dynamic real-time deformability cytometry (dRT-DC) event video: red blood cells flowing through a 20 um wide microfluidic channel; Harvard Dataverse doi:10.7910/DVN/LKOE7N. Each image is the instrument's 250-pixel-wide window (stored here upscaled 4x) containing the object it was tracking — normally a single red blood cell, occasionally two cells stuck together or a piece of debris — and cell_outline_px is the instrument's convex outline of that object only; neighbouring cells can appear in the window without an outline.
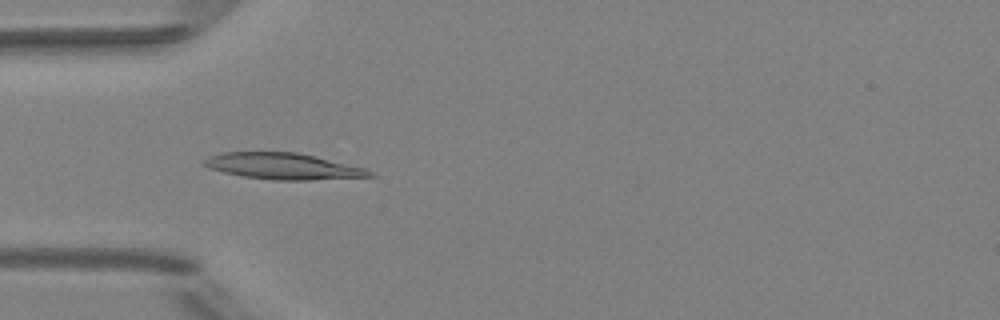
{"species": "Egyptian fruit bat (a non-hibernating species)", "species_latin": "Rousettus aegyptiacus", "temperature_condition": "room temperature", "stored_images_in_passage": 5, "camera_frame_rate_fps": 3000, "um_per_image_px": 0.085, "animal": {"sex": "female"}, "frame": {"image": 1, "passage_image": 4, "time_ms": 3.667, "image_size_px": [1000, 320], "cell_outline_px": [[376, 176], [308, 180], [272, 180], [244, 176], [224, 172], [208, 168], [200, 164], [208, 156], [224, 152], [296, 152], [364, 168], [372, 172]], "centroid_in_image_um": [24.0, 14.13], "position_along_channel_um": 61.0, "area_um2": 25.09}}
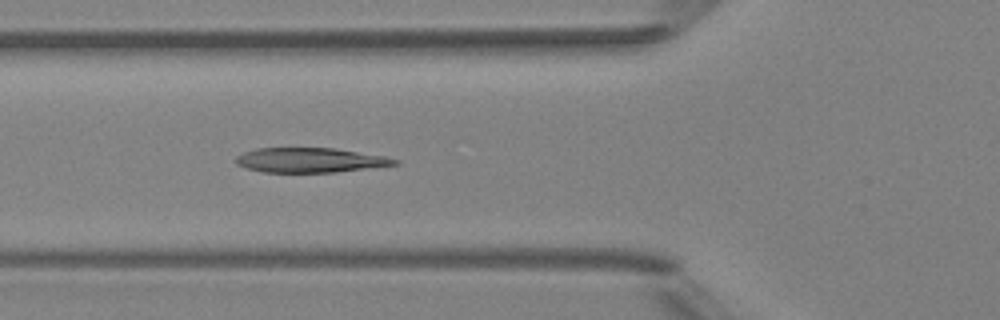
{"frame": {"image": 2, "passage_image": 5, "time_ms": 4.667, "image_size_px": [1000, 320], "cell_outline_px": [[400, 164], [336, 172], [260, 172], [244, 168], [236, 164], [232, 160], [236, 156], [244, 152], [256, 148], [336, 148], [384, 156], [400, 160]], "centroid_in_image_um": [26.31, 13.61], "position_along_channel_um": 99.5, "area_um2": 23.06}}